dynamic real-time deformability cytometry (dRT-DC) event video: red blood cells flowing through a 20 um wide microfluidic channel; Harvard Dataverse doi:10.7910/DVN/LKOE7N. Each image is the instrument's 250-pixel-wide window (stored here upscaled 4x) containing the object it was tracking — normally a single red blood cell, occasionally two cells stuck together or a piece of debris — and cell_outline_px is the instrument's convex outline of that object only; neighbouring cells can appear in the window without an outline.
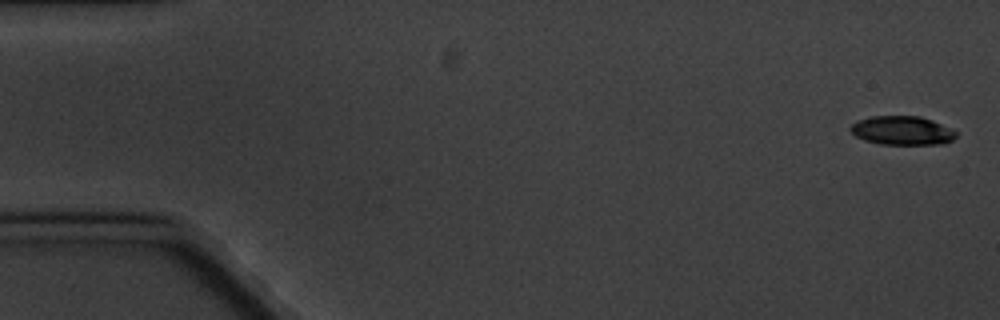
{"species": "common noctule bat (a hibernating species)", "species_latin": "Nyctalus noctula", "temperature_condition": "cold", "stored_images_in_passage": 9, "camera_frame_rate_fps": 3000, "um_per_image_px": 0.085, "animal": {"sex": "male", "body_mass_g": 20.1, "forearm_length_mm": 53.5}, "frame": {"image": 1, "passage_image": 1, "time_ms": 0.0, "image_size_px": [1000, 320], "cell_outline_px": [[956, 136], [952, 140], [944, 144], [880, 144], [864, 140], [856, 136], [848, 128], [852, 124], [860, 120], [872, 116], [920, 116], [932, 120], [956, 132]], "centroid_in_image_um": [76.67, 11.1], "position_along_channel_um": 8.3, "area_um2": 17.57}}
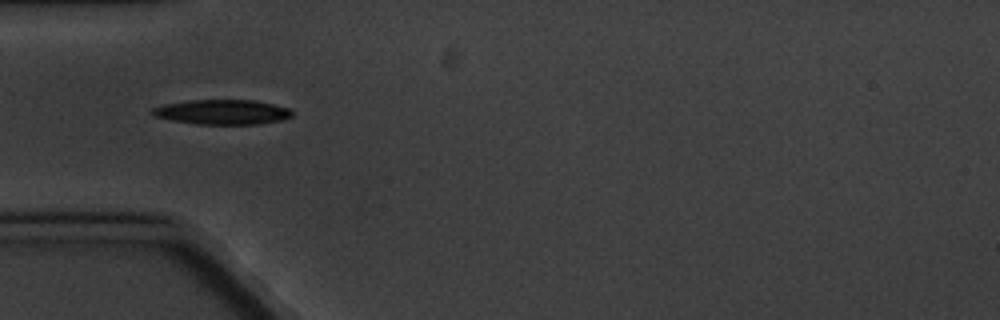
{"frame": {"image": 2, "passage_image": 6, "time_ms": 5.667, "image_size_px": [1000, 320], "cell_outline_px": [[292, 116], [280, 120], [256, 124], [196, 124], [172, 120], [156, 116], [152, 112], [152, 108], [164, 104], [188, 100], [256, 100], [288, 108], [292, 112]], "centroid_in_image_um": [18.89, 9.51], "position_along_channel_um": 66.1, "area_um2": 20.0}}